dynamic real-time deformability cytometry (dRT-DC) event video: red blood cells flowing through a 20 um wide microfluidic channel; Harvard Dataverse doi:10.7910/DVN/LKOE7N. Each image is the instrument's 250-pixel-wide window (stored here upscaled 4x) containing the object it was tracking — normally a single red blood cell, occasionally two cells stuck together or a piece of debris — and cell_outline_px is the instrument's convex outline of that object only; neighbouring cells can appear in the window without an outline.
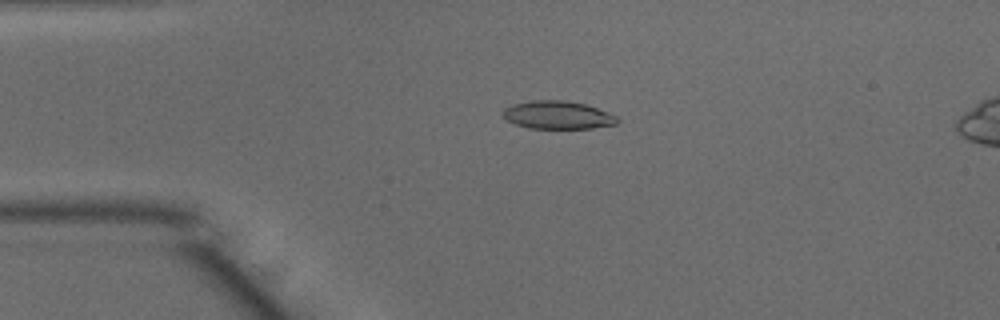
{"species": "common noctule bat (a hibernating species)", "species_latin": "Nyctalus noctula", "temperature_condition": "warm", "stored_images_in_passage": 50, "camera_frame_rate_fps": 3000, "um_per_image_px": 0.085, "animal": {"sex": "male", "body_mass_g": 15.6}, "frame": {"image": 1, "passage_image": 11, "time_ms": 3.333, "image_size_px": [1000, 320], "cell_outline_px": [[620, 120], [616, 124], [592, 128], [528, 128], [516, 124], [500, 116], [500, 112], [504, 108], [512, 104], [532, 100], [564, 100], [584, 104], [608, 112], [616, 116]], "centroid_in_image_um": [47.36, 9.77], "position_along_channel_um": 37.6, "area_um2": 18.73}}
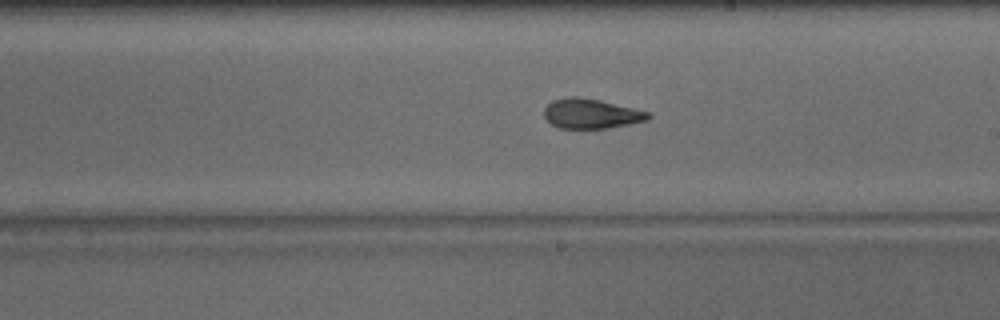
{"frame": {"image": 2, "passage_image": 28, "time_ms": 9.0, "image_size_px": [1000, 320], "cell_outline_px": [[652, 116], [648, 120], [608, 128], [560, 128], [552, 124], [544, 116], [544, 108], [552, 100], [572, 96], [580, 96], [600, 100], [652, 112]], "centroid_in_image_um": [50.28, 9.65], "position_along_channel_um": 238.7, "area_um2": 18.15}}
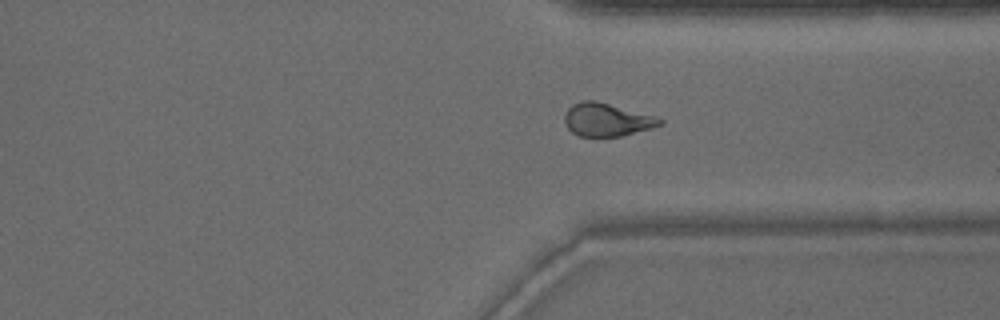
{"frame": {"image": 3, "passage_image": 37, "time_ms": 12.0, "image_size_px": [1000, 320], "cell_outline_px": [[664, 124], [652, 128], [620, 136], [580, 136], [572, 132], [568, 128], [564, 120], [564, 116], [568, 108], [572, 104], [580, 100], [596, 100], [656, 116], [664, 120]], "centroid_in_image_um": [51.59, 10.16], "position_along_channel_um": 359.8, "area_um2": 18.44}, "authors_computed_cell_mechanics": {"area_um2": 18.785, "velocity_mm_per_s": 4.0363, "shape_relaxation_time_tau1_ms": null, "shape_relaxation_time_tau2_ms": 2.5251, "deformation_change_tau1": null, "deformation_change_tau2": 0.0979}}